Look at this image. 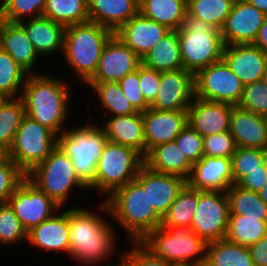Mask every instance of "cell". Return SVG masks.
Here are the masks:
<instances>
[{
    "label": "cell",
    "mask_w": 267,
    "mask_h": 266,
    "mask_svg": "<svg viewBox=\"0 0 267 266\" xmlns=\"http://www.w3.org/2000/svg\"><path fill=\"white\" fill-rule=\"evenodd\" d=\"M26 177L59 207L67 201L72 187L88 188L75 173L71 157L59 146L26 174Z\"/></svg>",
    "instance_id": "cell-9"
},
{
    "label": "cell",
    "mask_w": 267,
    "mask_h": 266,
    "mask_svg": "<svg viewBox=\"0 0 267 266\" xmlns=\"http://www.w3.org/2000/svg\"><path fill=\"white\" fill-rule=\"evenodd\" d=\"M139 12L146 18L179 30L187 13V0H142Z\"/></svg>",
    "instance_id": "cell-31"
},
{
    "label": "cell",
    "mask_w": 267,
    "mask_h": 266,
    "mask_svg": "<svg viewBox=\"0 0 267 266\" xmlns=\"http://www.w3.org/2000/svg\"><path fill=\"white\" fill-rule=\"evenodd\" d=\"M143 165L144 157L138 151L107 141L97 162L94 181L88 188H96L109 197L116 189L135 180Z\"/></svg>",
    "instance_id": "cell-7"
},
{
    "label": "cell",
    "mask_w": 267,
    "mask_h": 266,
    "mask_svg": "<svg viewBox=\"0 0 267 266\" xmlns=\"http://www.w3.org/2000/svg\"><path fill=\"white\" fill-rule=\"evenodd\" d=\"M183 69L195 75L222 60L224 43L221 32L188 13L177 30Z\"/></svg>",
    "instance_id": "cell-5"
},
{
    "label": "cell",
    "mask_w": 267,
    "mask_h": 266,
    "mask_svg": "<svg viewBox=\"0 0 267 266\" xmlns=\"http://www.w3.org/2000/svg\"><path fill=\"white\" fill-rule=\"evenodd\" d=\"M267 16L245 0H235L220 30L225 46L253 44Z\"/></svg>",
    "instance_id": "cell-14"
},
{
    "label": "cell",
    "mask_w": 267,
    "mask_h": 266,
    "mask_svg": "<svg viewBox=\"0 0 267 266\" xmlns=\"http://www.w3.org/2000/svg\"><path fill=\"white\" fill-rule=\"evenodd\" d=\"M267 16V0H245Z\"/></svg>",
    "instance_id": "cell-54"
},
{
    "label": "cell",
    "mask_w": 267,
    "mask_h": 266,
    "mask_svg": "<svg viewBox=\"0 0 267 266\" xmlns=\"http://www.w3.org/2000/svg\"><path fill=\"white\" fill-rule=\"evenodd\" d=\"M106 266H114V265H106ZM115 266H133V263L125 253H122L119 264H116Z\"/></svg>",
    "instance_id": "cell-55"
},
{
    "label": "cell",
    "mask_w": 267,
    "mask_h": 266,
    "mask_svg": "<svg viewBox=\"0 0 267 266\" xmlns=\"http://www.w3.org/2000/svg\"><path fill=\"white\" fill-rule=\"evenodd\" d=\"M144 165L153 171L181 176L185 180L193 167L175 140L151 148L144 157Z\"/></svg>",
    "instance_id": "cell-28"
},
{
    "label": "cell",
    "mask_w": 267,
    "mask_h": 266,
    "mask_svg": "<svg viewBox=\"0 0 267 266\" xmlns=\"http://www.w3.org/2000/svg\"><path fill=\"white\" fill-rule=\"evenodd\" d=\"M26 174L5 154L0 155V203H5Z\"/></svg>",
    "instance_id": "cell-45"
},
{
    "label": "cell",
    "mask_w": 267,
    "mask_h": 266,
    "mask_svg": "<svg viewBox=\"0 0 267 266\" xmlns=\"http://www.w3.org/2000/svg\"><path fill=\"white\" fill-rule=\"evenodd\" d=\"M191 266H206L205 264H200V265H191Z\"/></svg>",
    "instance_id": "cell-59"
},
{
    "label": "cell",
    "mask_w": 267,
    "mask_h": 266,
    "mask_svg": "<svg viewBox=\"0 0 267 266\" xmlns=\"http://www.w3.org/2000/svg\"><path fill=\"white\" fill-rule=\"evenodd\" d=\"M237 145L229 131L203 137V155L210 157L231 158Z\"/></svg>",
    "instance_id": "cell-46"
},
{
    "label": "cell",
    "mask_w": 267,
    "mask_h": 266,
    "mask_svg": "<svg viewBox=\"0 0 267 266\" xmlns=\"http://www.w3.org/2000/svg\"><path fill=\"white\" fill-rule=\"evenodd\" d=\"M58 214V215H57ZM70 232L68 210L55 213L28 232V242L47 251L69 253Z\"/></svg>",
    "instance_id": "cell-26"
},
{
    "label": "cell",
    "mask_w": 267,
    "mask_h": 266,
    "mask_svg": "<svg viewBox=\"0 0 267 266\" xmlns=\"http://www.w3.org/2000/svg\"><path fill=\"white\" fill-rule=\"evenodd\" d=\"M23 21L18 24L25 30L28 39L39 56L53 54L58 50L63 51L66 29L64 25L56 23L45 16L30 18L24 23Z\"/></svg>",
    "instance_id": "cell-27"
},
{
    "label": "cell",
    "mask_w": 267,
    "mask_h": 266,
    "mask_svg": "<svg viewBox=\"0 0 267 266\" xmlns=\"http://www.w3.org/2000/svg\"><path fill=\"white\" fill-rule=\"evenodd\" d=\"M86 84L97 93L104 110L111 112L113 116L138 112L126 98L118 82H87Z\"/></svg>",
    "instance_id": "cell-40"
},
{
    "label": "cell",
    "mask_w": 267,
    "mask_h": 266,
    "mask_svg": "<svg viewBox=\"0 0 267 266\" xmlns=\"http://www.w3.org/2000/svg\"><path fill=\"white\" fill-rule=\"evenodd\" d=\"M89 21L116 32L139 13L137 0H88Z\"/></svg>",
    "instance_id": "cell-29"
},
{
    "label": "cell",
    "mask_w": 267,
    "mask_h": 266,
    "mask_svg": "<svg viewBox=\"0 0 267 266\" xmlns=\"http://www.w3.org/2000/svg\"><path fill=\"white\" fill-rule=\"evenodd\" d=\"M122 92L138 112H144L150 108L146 101L139 84V67L132 73L127 74L118 82Z\"/></svg>",
    "instance_id": "cell-48"
},
{
    "label": "cell",
    "mask_w": 267,
    "mask_h": 266,
    "mask_svg": "<svg viewBox=\"0 0 267 266\" xmlns=\"http://www.w3.org/2000/svg\"><path fill=\"white\" fill-rule=\"evenodd\" d=\"M233 105L193 98L187 109L188 124L202 137L229 131Z\"/></svg>",
    "instance_id": "cell-19"
},
{
    "label": "cell",
    "mask_w": 267,
    "mask_h": 266,
    "mask_svg": "<svg viewBox=\"0 0 267 266\" xmlns=\"http://www.w3.org/2000/svg\"><path fill=\"white\" fill-rule=\"evenodd\" d=\"M260 199L267 205V185L259 192Z\"/></svg>",
    "instance_id": "cell-56"
},
{
    "label": "cell",
    "mask_w": 267,
    "mask_h": 266,
    "mask_svg": "<svg viewBox=\"0 0 267 266\" xmlns=\"http://www.w3.org/2000/svg\"><path fill=\"white\" fill-rule=\"evenodd\" d=\"M42 16L65 27L87 22L88 0H47Z\"/></svg>",
    "instance_id": "cell-37"
},
{
    "label": "cell",
    "mask_w": 267,
    "mask_h": 266,
    "mask_svg": "<svg viewBox=\"0 0 267 266\" xmlns=\"http://www.w3.org/2000/svg\"><path fill=\"white\" fill-rule=\"evenodd\" d=\"M254 266H267V235L248 246Z\"/></svg>",
    "instance_id": "cell-52"
},
{
    "label": "cell",
    "mask_w": 267,
    "mask_h": 266,
    "mask_svg": "<svg viewBox=\"0 0 267 266\" xmlns=\"http://www.w3.org/2000/svg\"><path fill=\"white\" fill-rule=\"evenodd\" d=\"M69 88L64 81L45 74H29L20 98L26 116L60 135L68 115Z\"/></svg>",
    "instance_id": "cell-1"
},
{
    "label": "cell",
    "mask_w": 267,
    "mask_h": 266,
    "mask_svg": "<svg viewBox=\"0 0 267 266\" xmlns=\"http://www.w3.org/2000/svg\"><path fill=\"white\" fill-rule=\"evenodd\" d=\"M141 60L144 66L160 73L183 69L177 31L165 34Z\"/></svg>",
    "instance_id": "cell-30"
},
{
    "label": "cell",
    "mask_w": 267,
    "mask_h": 266,
    "mask_svg": "<svg viewBox=\"0 0 267 266\" xmlns=\"http://www.w3.org/2000/svg\"><path fill=\"white\" fill-rule=\"evenodd\" d=\"M186 182L192 189L226 192L233 185L231 158L203 155L193 164Z\"/></svg>",
    "instance_id": "cell-20"
},
{
    "label": "cell",
    "mask_w": 267,
    "mask_h": 266,
    "mask_svg": "<svg viewBox=\"0 0 267 266\" xmlns=\"http://www.w3.org/2000/svg\"><path fill=\"white\" fill-rule=\"evenodd\" d=\"M114 35L111 29L91 21L66 26L62 52L81 82L86 84L94 76L101 54Z\"/></svg>",
    "instance_id": "cell-4"
},
{
    "label": "cell",
    "mask_w": 267,
    "mask_h": 266,
    "mask_svg": "<svg viewBox=\"0 0 267 266\" xmlns=\"http://www.w3.org/2000/svg\"><path fill=\"white\" fill-rule=\"evenodd\" d=\"M141 243L154 255L175 266L205 264L207 243L190 228L160 226Z\"/></svg>",
    "instance_id": "cell-6"
},
{
    "label": "cell",
    "mask_w": 267,
    "mask_h": 266,
    "mask_svg": "<svg viewBox=\"0 0 267 266\" xmlns=\"http://www.w3.org/2000/svg\"><path fill=\"white\" fill-rule=\"evenodd\" d=\"M229 214L226 192L199 190V202L190 229L207 244L225 239Z\"/></svg>",
    "instance_id": "cell-12"
},
{
    "label": "cell",
    "mask_w": 267,
    "mask_h": 266,
    "mask_svg": "<svg viewBox=\"0 0 267 266\" xmlns=\"http://www.w3.org/2000/svg\"><path fill=\"white\" fill-rule=\"evenodd\" d=\"M26 116L23 101L18 98H4L0 102V153L10 148L17 129Z\"/></svg>",
    "instance_id": "cell-35"
},
{
    "label": "cell",
    "mask_w": 267,
    "mask_h": 266,
    "mask_svg": "<svg viewBox=\"0 0 267 266\" xmlns=\"http://www.w3.org/2000/svg\"><path fill=\"white\" fill-rule=\"evenodd\" d=\"M206 266H254L248 247L221 239L207 244Z\"/></svg>",
    "instance_id": "cell-32"
},
{
    "label": "cell",
    "mask_w": 267,
    "mask_h": 266,
    "mask_svg": "<svg viewBox=\"0 0 267 266\" xmlns=\"http://www.w3.org/2000/svg\"><path fill=\"white\" fill-rule=\"evenodd\" d=\"M0 48L6 51L28 74L35 73L33 67L39 55L25 30L18 23L0 20Z\"/></svg>",
    "instance_id": "cell-25"
},
{
    "label": "cell",
    "mask_w": 267,
    "mask_h": 266,
    "mask_svg": "<svg viewBox=\"0 0 267 266\" xmlns=\"http://www.w3.org/2000/svg\"><path fill=\"white\" fill-rule=\"evenodd\" d=\"M253 45L259 47L267 55V18L260 27L257 38Z\"/></svg>",
    "instance_id": "cell-53"
},
{
    "label": "cell",
    "mask_w": 267,
    "mask_h": 266,
    "mask_svg": "<svg viewBox=\"0 0 267 266\" xmlns=\"http://www.w3.org/2000/svg\"><path fill=\"white\" fill-rule=\"evenodd\" d=\"M229 203V215H242L247 218L267 221V205L260 199L259 193L246 190L237 184L226 191Z\"/></svg>",
    "instance_id": "cell-33"
},
{
    "label": "cell",
    "mask_w": 267,
    "mask_h": 266,
    "mask_svg": "<svg viewBox=\"0 0 267 266\" xmlns=\"http://www.w3.org/2000/svg\"><path fill=\"white\" fill-rule=\"evenodd\" d=\"M101 128L107 141L130 147L145 157L146 143L142 112L112 116Z\"/></svg>",
    "instance_id": "cell-24"
},
{
    "label": "cell",
    "mask_w": 267,
    "mask_h": 266,
    "mask_svg": "<svg viewBox=\"0 0 267 266\" xmlns=\"http://www.w3.org/2000/svg\"><path fill=\"white\" fill-rule=\"evenodd\" d=\"M243 89V83L223 60L205 67L194 75V96L203 100L237 106Z\"/></svg>",
    "instance_id": "cell-11"
},
{
    "label": "cell",
    "mask_w": 267,
    "mask_h": 266,
    "mask_svg": "<svg viewBox=\"0 0 267 266\" xmlns=\"http://www.w3.org/2000/svg\"><path fill=\"white\" fill-rule=\"evenodd\" d=\"M199 202V190L187 184L179 192L174 203L162 217L161 226L191 228L193 215Z\"/></svg>",
    "instance_id": "cell-34"
},
{
    "label": "cell",
    "mask_w": 267,
    "mask_h": 266,
    "mask_svg": "<svg viewBox=\"0 0 267 266\" xmlns=\"http://www.w3.org/2000/svg\"><path fill=\"white\" fill-rule=\"evenodd\" d=\"M222 60L243 85L262 80L267 55L253 44L224 46Z\"/></svg>",
    "instance_id": "cell-21"
},
{
    "label": "cell",
    "mask_w": 267,
    "mask_h": 266,
    "mask_svg": "<svg viewBox=\"0 0 267 266\" xmlns=\"http://www.w3.org/2000/svg\"><path fill=\"white\" fill-rule=\"evenodd\" d=\"M267 235V221L229 215L225 239L241 246H250Z\"/></svg>",
    "instance_id": "cell-36"
},
{
    "label": "cell",
    "mask_w": 267,
    "mask_h": 266,
    "mask_svg": "<svg viewBox=\"0 0 267 266\" xmlns=\"http://www.w3.org/2000/svg\"><path fill=\"white\" fill-rule=\"evenodd\" d=\"M106 142L103 129L93 124L79 125L58 136V146L71 157L75 173L87 186L94 181L97 162Z\"/></svg>",
    "instance_id": "cell-8"
},
{
    "label": "cell",
    "mask_w": 267,
    "mask_h": 266,
    "mask_svg": "<svg viewBox=\"0 0 267 266\" xmlns=\"http://www.w3.org/2000/svg\"><path fill=\"white\" fill-rule=\"evenodd\" d=\"M194 98V75L185 69L160 73V84L150 108L187 110Z\"/></svg>",
    "instance_id": "cell-15"
},
{
    "label": "cell",
    "mask_w": 267,
    "mask_h": 266,
    "mask_svg": "<svg viewBox=\"0 0 267 266\" xmlns=\"http://www.w3.org/2000/svg\"><path fill=\"white\" fill-rule=\"evenodd\" d=\"M57 136L48 127L25 116L5 155L28 174L58 146Z\"/></svg>",
    "instance_id": "cell-10"
},
{
    "label": "cell",
    "mask_w": 267,
    "mask_h": 266,
    "mask_svg": "<svg viewBox=\"0 0 267 266\" xmlns=\"http://www.w3.org/2000/svg\"><path fill=\"white\" fill-rule=\"evenodd\" d=\"M47 0H4L0 4V20L19 23L24 16L43 15Z\"/></svg>",
    "instance_id": "cell-42"
},
{
    "label": "cell",
    "mask_w": 267,
    "mask_h": 266,
    "mask_svg": "<svg viewBox=\"0 0 267 266\" xmlns=\"http://www.w3.org/2000/svg\"><path fill=\"white\" fill-rule=\"evenodd\" d=\"M139 84L144 98L150 104L159 88L160 72L141 64L139 66Z\"/></svg>",
    "instance_id": "cell-50"
},
{
    "label": "cell",
    "mask_w": 267,
    "mask_h": 266,
    "mask_svg": "<svg viewBox=\"0 0 267 266\" xmlns=\"http://www.w3.org/2000/svg\"><path fill=\"white\" fill-rule=\"evenodd\" d=\"M237 185L243 189L259 193L267 185V172L264 163L262 170L247 172V175Z\"/></svg>",
    "instance_id": "cell-51"
},
{
    "label": "cell",
    "mask_w": 267,
    "mask_h": 266,
    "mask_svg": "<svg viewBox=\"0 0 267 266\" xmlns=\"http://www.w3.org/2000/svg\"><path fill=\"white\" fill-rule=\"evenodd\" d=\"M135 180L143 190H147L150 204L162 217L187 184L181 176L156 172L145 165L142 166Z\"/></svg>",
    "instance_id": "cell-18"
},
{
    "label": "cell",
    "mask_w": 267,
    "mask_h": 266,
    "mask_svg": "<svg viewBox=\"0 0 267 266\" xmlns=\"http://www.w3.org/2000/svg\"><path fill=\"white\" fill-rule=\"evenodd\" d=\"M141 64V58L114 35L106 44L97 70L88 82H119Z\"/></svg>",
    "instance_id": "cell-16"
},
{
    "label": "cell",
    "mask_w": 267,
    "mask_h": 266,
    "mask_svg": "<svg viewBox=\"0 0 267 266\" xmlns=\"http://www.w3.org/2000/svg\"><path fill=\"white\" fill-rule=\"evenodd\" d=\"M175 141L192 164L202 158L203 137L189 124L179 133Z\"/></svg>",
    "instance_id": "cell-47"
},
{
    "label": "cell",
    "mask_w": 267,
    "mask_h": 266,
    "mask_svg": "<svg viewBox=\"0 0 267 266\" xmlns=\"http://www.w3.org/2000/svg\"><path fill=\"white\" fill-rule=\"evenodd\" d=\"M235 0H187V13L221 30Z\"/></svg>",
    "instance_id": "cell-38"
},
{
    "label": "cell",
    "mask_w": 267,
    "mask_h": 266,
    "mask_svg": "<svg viewBox=\"0 0 267 266\" xmlns=\"http://www.w3.org/2000/svg\"><path fill=\"white\" fill-rule=\"evenodd\" d=\"M147 152L156 145L174 141L188 124L187 110H156L142 112Z\"/></svg>",
    "instance_id": "cell-17"
},
{
    "label": "cell",
    "mask_w": 267,
    "mask_h": 266,
    "mask_svg": "<svg viewBox=\"0 0 267 266\" xmlns=\"http://www.w3.org/2000/svg\"><path fill=\"white\" fill-rule=\"evenodd\" d=\"M262 80H263L265 83H267V62H266V65H265V69H264V73H263Z\"/></svg>",
    "instance_id": "cell-57"
},
{
    "label": "cell",
    "mask_w": 267,
    "mask_h": 266,
    "mask_svg": "<svg viewBox=\"0 0 267 266\" xmlns=\"http://www.w3.org/2000/svg\"><path fill=\"white\" fill-rule=\"evenodd\" d=\"M28 75L6 51L0 48V96L2 98L20 97Z\"/></svg>",
    "instance_id": "cell-39"
},
{
    "label": "cell",
    "mask_w": 267,
    "mask_h": 266,
    "mask_svg": "<svg viewBox=\"0 0 267 266\" xmlns=\"http://www.w3.org/2000/svg\"><path fill=\"white\" fill-rule=\"evenodd\" d=\"M267 150L237 147L231 157L233 184H238L247 172L262 170Z\"/></svg>",
    "instance_id": "cell-41"
},
{
    "label": "cell",
    "mask_w": 267,
    "mask_h": 266,
    "mask_svg": "<svg viewBox=\"0 0 267 266\" xmlns=\"http://www.w3.org/2000/svg\"><path fill=\"white\" fill-rule=\"evenodd\" d=\"M70 232L69 254L83 264L95 265L104 262L114 251L115 238L110 224L82 208L68 210ZM108 257V258H107Z\"/></svg>",
    "instance_id": "cell-3"
},
{
    "label": "cell",
    "mask_w": 267,
    "mask_h": 266,
    "mask_svg": "<svg viewBox=\"0 0 267 266\" xmlns=\"http://www.w3.org/2000/svg\"><path fill=\"white\" fill-rule=\"evenodd\" d=\"M28 240V232L7 202L0 203V243L10 245Z\"/></svg>",
    "instance_id": "cell-43"
},
{
    "label": "cell",
    "mask_w": 267,
    "mask_h": 266,
    "mask_svg": "<svg viewBox=\"0 0 267 266\" xmlns=\"http://www.w3.org/2000/svg\"><path fill=\"white\" fill-rule=\"evenodd\" d=\"M170 30L140 12L123 24L115 35L141 59Z\"/></svg>",
    "instance_id": "cell-22"
},
{
    "label": "cell",
    "mask_w": 267,
    "mask_h": 266,
    "mask_svg": "<svg viewBox=\"0 0 267 266\" xmlns=\"http://www.w3.org/2000/svg\"><path fill=\"white\" fill-rule=\"evenodd\" d=\"M237 106L257 115L267 117V83L260 80L245 85Z\"/></svg>",
    "instance_id": "cell-44"
},
{
    "label": "cell",
    "mask_w": 267,
    "mask_h": 266,
    "mask_svg": "<svg viewBox=\"0 0 267 266\" xmlns=\"http://www.w3.org/2000/svg\"><path fill=\"white\" fill-rule=\"evenodd\" d=\"M229 132L237 147L267 150V117L233 105Z\"/></svg>",
    "instance_id": "cell-23"
},
{
    "label": "cell",
    "mask_w": 267,
    "mask_h": 266,
    "mask_svg": "<svg viewBox=\"0 0 267 266\" xmlns=\"http://www.w3.org/2000/svg\"><path fill=\"white\" fill-rule=\"evenodd\" d=\"M7 203L27 232L61 209L27 177L20 182L14 193L7 200Z\"/></svg>",
    "instance_id": "cell-13"
},
{
    "label": "cell",
    "mask_w": 267,
    "mask_h": 266,
    "mask_svg": "<svg viewBox=\"0 0 267 266\" xmlns=\"http://www.w3.org/2000/svg\"><path fill=\"white\" fill-rule=\"evenodd\" d=\"M264 165H265L266 172H267V151H266L265 158H264Z\"/></svg>",
    "instance_id": "cell-58"
},
{
    "label": "cell",
    "mask_w": 267,
    "mask_h": 266,
    "mask_svg": "<svg viewBox=\"0 0 267 266\" xmlns=\"http://www.w3.org/2000/svg\"><path fill=\"white\" fill-rule=\"evenodd\" d=\"M100 206L119 221L132 242H141L162 223V216L150 204L147 190L136 180L116 189Z\"/></svg>",
    "instance_id": "cell-2"
},
{
    "label": "cell",
    "mask_w": 267,
    "mask_h": 266,
    "mask_svg": "<svg viewBox=\"0 0 267 266\" xmlns=\"http://www.w3.org/2000/svg\"><path fill=\"white\" fill-rule=\"evenodd\" d=\"M131 243L135 244V247L126 251L125 254L131 259L133 266H175L154 255L141 242Z\"/></svg>",
    "instance_id": "cell-49"
}]
</instances>
